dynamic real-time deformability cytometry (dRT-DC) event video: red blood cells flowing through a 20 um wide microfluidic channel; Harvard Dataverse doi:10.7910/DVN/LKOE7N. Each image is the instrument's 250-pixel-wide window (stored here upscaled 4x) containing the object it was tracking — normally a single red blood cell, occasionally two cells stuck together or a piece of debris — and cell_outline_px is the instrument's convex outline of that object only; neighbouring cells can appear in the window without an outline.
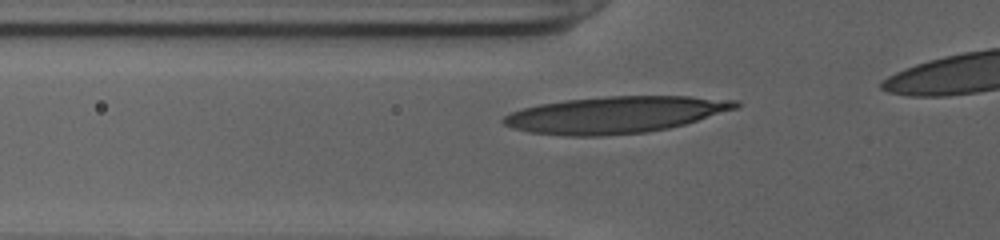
{"species": "human", "species_latin": "Homo sapiens", "temperature_condition": "cold", "stored_images_in_passage": 32, "camera_frame_rate_fps": 3000, "um_per_image_px": 0.085, "donor": {"sex": "female"}, "frame": {"image": 1, "passage_image": 4, "time_ms": 1.0, "image_size_px": [1000, 240], "cell_outline_px": [[740, 108], [684, 124], [668, 128], [648, 132], [600, 136], [564, 136], [528, 132], [512, 128], [504, 124], [500, 120], [504, 116], [512, 112], [524, 108], [540, 104], [564, 100], [608, 96], [688, 96], [740, 100]], "centroid_in_image_um": [52.33, 9.75], "position_along_channel_um": 73.5, "area_um2": 49.88}}
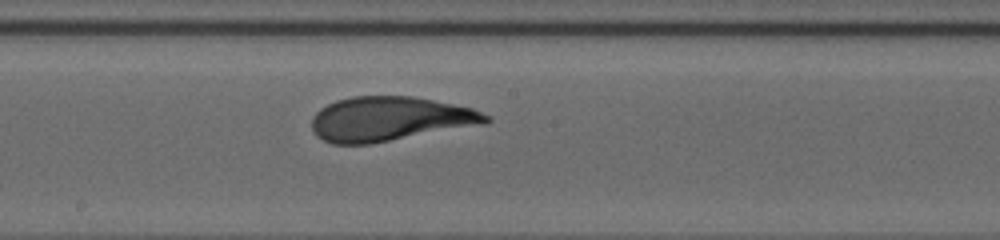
{"frame": {"image": 2, "passage_image": 15, "time_ms": 4.667, "image_size_px": [1000, 240], "cell_outline_px": [[492, 120], [488, 124], [368, 144], [332, 144], [316, 136], [312, 128], [312, 116], [320, 108], [336, 100], [352, 96], [412, 96], [472, 108], [492, 116]], "centroid_in_image_um": [33.16, 10.11], "position_along_channel_um": 215.0, "area_um2": 45.32}}
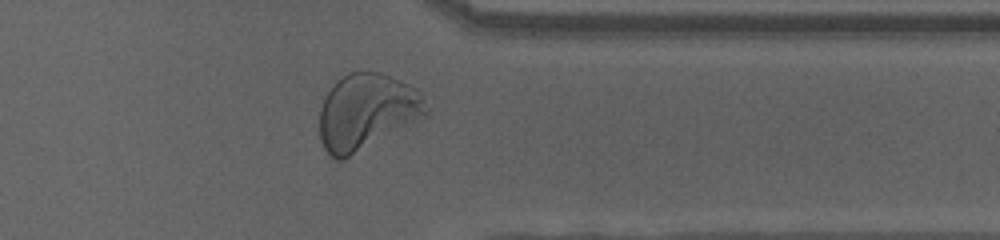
{"frame": {"image": 3, "passage_image": 28, "time_ms": 9.0, "image_size_px": [1000, 240], "cell_outline_px": [[428, 112], [408, 124], [344, 160], [336, 160], [328, 156], [320, 140], [320, 108], [328, 92], [336, 80], [348, 72], [380, 72], [408, 84], [416, 88], [424, 100], [428, 108]], "centroid_in_image_um": [31.1, 9.5], "position_along_channel_um": 380.3, "area_um2": 46.47}}